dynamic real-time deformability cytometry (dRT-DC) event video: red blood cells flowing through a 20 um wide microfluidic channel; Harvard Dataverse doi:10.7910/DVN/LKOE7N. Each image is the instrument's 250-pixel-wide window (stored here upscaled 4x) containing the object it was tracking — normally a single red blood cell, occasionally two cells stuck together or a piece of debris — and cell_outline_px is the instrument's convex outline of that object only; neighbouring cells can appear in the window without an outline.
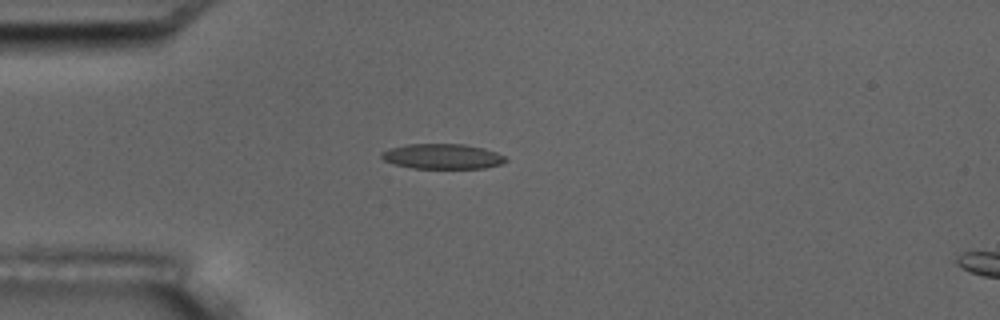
{"species": "common noctule bat (a hibernating species)", "species_latin": "Nyctalus noctula", "temperature_condition": "room temperature", "stored_images_in_passage": 5, "camera_frame_rate_fps": 3000, "um_per_image_px": 0.085, "animal": {"sex": "male", "body_mass_g": 17.5, "forearm_length_mm": 52.3}, "frame": {"image": 1, "passage_image": 4, "time_ms": 3.333, "image_size_px": [1000, 320], "cell_outline_px": [[508, 160], [500, 164], [484, 168], [412, 168], [396, 164], [384, 160], [380, 156], [380, 152], [388, 148], [408, 144], [464, 144], [484, 148], [496, 152], [504, 156]], "centroid_in_image_um": [37.59, 13.28], "position_along_channel_um": 47.4, "area_um2": 18.15}}